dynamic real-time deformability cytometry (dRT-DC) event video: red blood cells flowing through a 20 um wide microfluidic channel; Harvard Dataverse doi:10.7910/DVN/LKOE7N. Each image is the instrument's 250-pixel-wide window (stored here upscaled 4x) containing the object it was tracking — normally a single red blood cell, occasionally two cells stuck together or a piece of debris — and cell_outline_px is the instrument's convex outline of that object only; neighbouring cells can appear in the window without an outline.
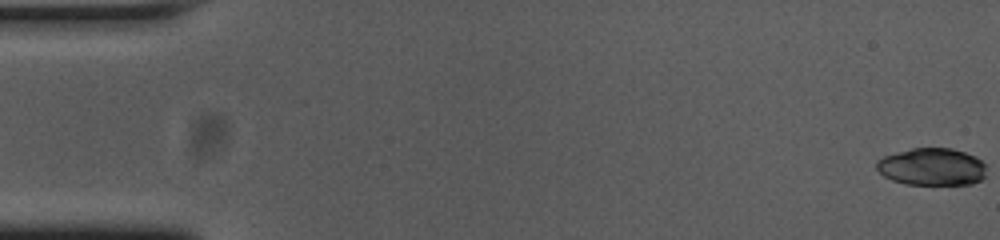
{"species": "common noctule bat (a hibernating species)", "species_latin": "Nyctalus noctula", "temperature_condition": "cold", "stored_images_in_passage": 55, "camera_frame_rate_fps": 3000, "um_per_image_px": 0.085, "animal": {"sex": "female", "body_mass_g": 23.0, "forearm_length_mm": 53.4}, "frame": {"image": 1, "passage_image": 1, "time_ms": 0.0, "image_size_px": [1000, 240], "cell_outline_px": [[984, 176], [980, 180], [972, 184], [904, 184], [892, 180], [884, 176], [876, 168], [876, 160], [884, 156], [896, 152], [912, 148], [952, 148], [976, 156], [984, 164]], "centroid_in_image_um": [79.18, 14.17], "position_along_channel_um": 5.8, "area_um2": 23.87}}
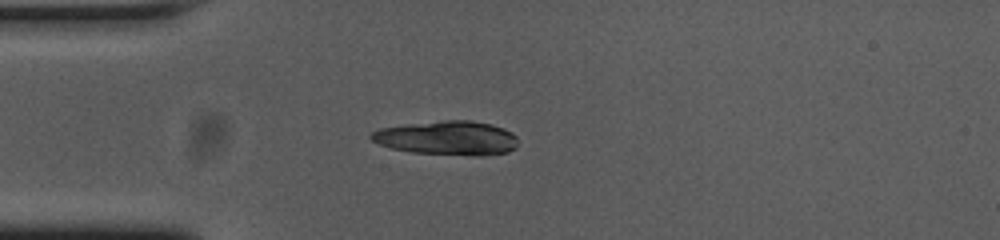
{"frame": {"image": 2, "passage_image": 15, "time_ms": 4.667, "image_size_px": [1000, 240], "cell_outline_px": [[516, 148], [508, 152], [480, 156], [472, 156], [412, 152], [392, 148], [380, 144], [372, 140], [368, 136], [372, 132], [380, 128], [408, 124], [444, 120], [468, 120], [492, 124], [504, 128], [512, 132], [516, 136]], "centroid_in_image_um": [38.05, 11.73], "position_along_channel_um": 47.0, "area_um2": 29.25}}